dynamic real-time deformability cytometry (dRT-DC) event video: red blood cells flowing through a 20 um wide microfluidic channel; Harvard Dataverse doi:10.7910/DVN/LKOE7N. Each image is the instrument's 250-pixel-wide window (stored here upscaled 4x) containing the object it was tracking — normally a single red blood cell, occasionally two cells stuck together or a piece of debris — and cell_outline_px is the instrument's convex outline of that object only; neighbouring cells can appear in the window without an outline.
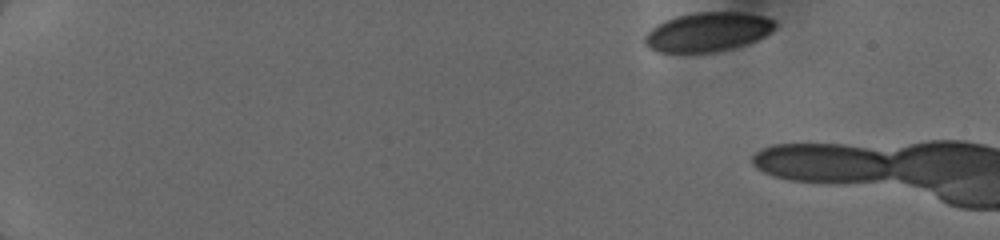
{"species": "human", "species_latin": "Homo sapiens", "temperature_condition": "cold", "stored_images_in_passage": 10, "camera_frame_rate_fps": 3000, "um_per_image_px": 0.085, "donor": {"sex": "female"}, "frame": {"image": 1, "passage_image": 1, "time_ms": 0.0, "image_size_px": [1000, 240], "cell_outline_px": [[776, 28], [764, 36], [756, 40], [744, 44], [712, 52], [660, 52], [644, 44], [644, 36], [656, 24], [664, 20], [676, 16], [696, 12], [740, 12], [764, 16], [776, 20]], "centroid_in_image_um": [60.15, 2.69], "position_along_channel_um": 24.8, "area_um2": 29.54}}